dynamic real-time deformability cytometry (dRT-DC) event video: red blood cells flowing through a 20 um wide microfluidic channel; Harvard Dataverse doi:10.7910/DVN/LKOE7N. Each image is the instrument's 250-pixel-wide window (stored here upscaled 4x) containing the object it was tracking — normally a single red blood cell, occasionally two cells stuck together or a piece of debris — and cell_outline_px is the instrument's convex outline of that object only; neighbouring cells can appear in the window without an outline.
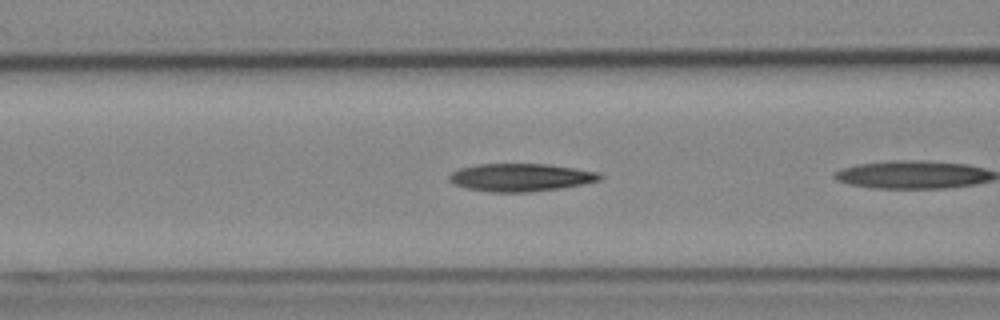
{"species": "Egyptian fruit bat (a non-hibernating species)", "species_latin": "Rousettus aegyptiacus", "temperature_condition": "cold", "stored_images_in_passage": 6, "camera_frame_rate_fps": 3000, "um_per_image_px": 0.085, "animal": {"sex": "female"}, "frame": {"image": 1, "passage_image": 5, "time_ms": 1.333, "image_size_px": [1000, 320], "cell_outline_px": [[604, 176], [600, 180], [560, 188], [532, 192], [492, 192], [464, 188], [448, 180], [448, 176], [452, 172], [460, 168], [476, 164], [548, 164], [600, 172]], "centroid_in_image_um": [44.25, 15.08], "position_along_channel_um": 122.4, "area_um2": 24.45}}